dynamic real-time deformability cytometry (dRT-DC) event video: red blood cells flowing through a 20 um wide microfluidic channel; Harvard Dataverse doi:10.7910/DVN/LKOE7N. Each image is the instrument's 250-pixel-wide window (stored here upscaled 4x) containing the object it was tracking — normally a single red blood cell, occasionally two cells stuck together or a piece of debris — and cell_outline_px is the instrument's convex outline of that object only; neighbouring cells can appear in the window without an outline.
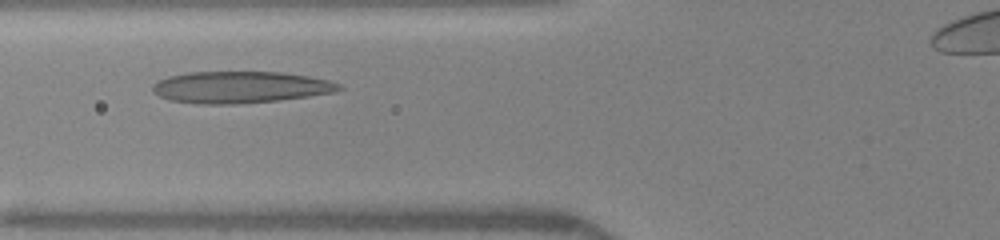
{"species": "human", "species_latin": "Homo sapiens", "temperature_condition": "warm", "stored_images_in_passage": 32, "camera_frame_rate_fps": 3000, "um_per_image_px": 0.085, "donor": {"sex": "female"}, "frame": {"image": 1, "passage_image": 8, "time_ms": 2.333, "image_size_px": [1000, 240], "cell_outline_px": [[344, 88], [336, 92], [308, 96], [276, 100], [232, 104], [196, 104], [172, 100], [160, 96], [152, 92], [152, 84], [168, 76], [188, 72], [280, 72], [308, 76], [328, 80], [340, 84]], "centroid_in_image_um": [20.41, 7.41], "position_along_channel_um": 105.4, "area_um2": 34.33}}
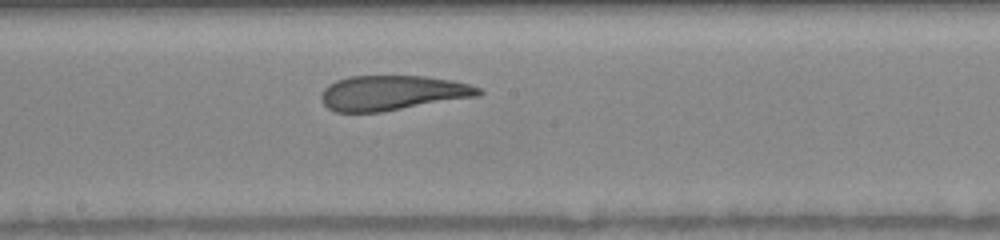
{"frame": {"image": 2, "passage_image": 16, "time_ms": 5.0, "image_size_px": [1000, 240], "cell_outline_px": [[484, 92], [480, 96], [384, 112], [336, 112], [328, 108], [324, 104], [320, 96], [324, 88], [328, 84], [336, 80], [348, 76], [424, 76], [452, 80], [468, 84], [480, 88]], "centroid_in_image_um": [33.37, 7.9], "position_along_channel_um": 214.8, "area_um2": 32.31}}
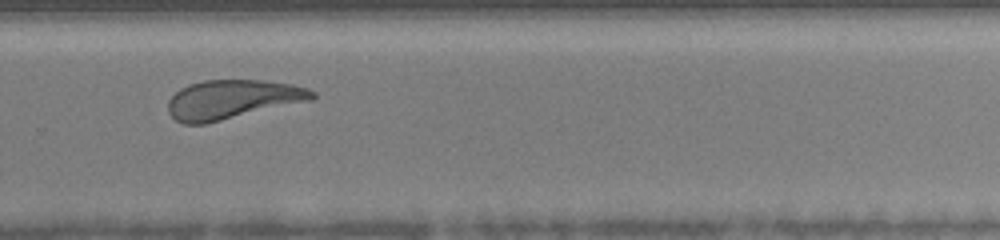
{"frame": {"image": 3, "passage_image": 23, "time_ms": 7.333, "image_size_px": [1000, 240], "cell_outline_px": [[316, 96], [312, 100], [204, 124], [184, 124], [176, 120], [168, 112], [168, 100], [180, 88], [188, 84], [204, 80], [264, 80], [292, 84], [308, 88], [316, 92]], "centroid_in_image_um": [19.76, 8.44], "position_along_channel_um": 310.0, "area_um2": 32.89}, "authors_computed_cell_mechanics": {"area_um2": 33.5529, "velocity_mm_per_s": 4.0988, "shape_relaxation_time_tau1_ms": 5.8012, "shape_relaxation_time_tau2_ms": 1.642, "deformation_change_tau1": 0.2175, "deformation_change_tau2": 0.0983}}